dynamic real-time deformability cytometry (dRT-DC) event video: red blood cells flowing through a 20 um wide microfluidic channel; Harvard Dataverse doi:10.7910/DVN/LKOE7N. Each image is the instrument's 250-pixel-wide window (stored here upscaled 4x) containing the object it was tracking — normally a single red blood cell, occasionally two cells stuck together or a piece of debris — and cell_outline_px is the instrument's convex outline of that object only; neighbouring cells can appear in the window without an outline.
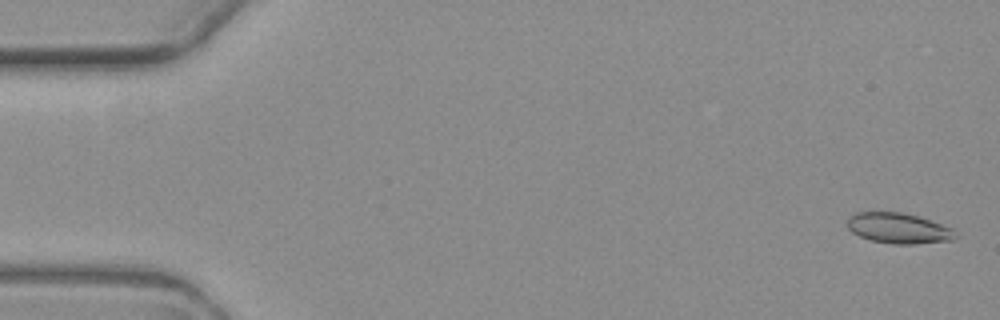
{"species": "common noctule bat (a hibernating species)", "species_latin": "Nyctalus noctula", "temperature_condition": "warm", "stored_images_in_passage": 6, "camera_frame_rate_fps": 3000, "um_per_image_px": 0.085, "animal": {"sex": "female", "body_mass_g": 19.3, "forearm_length_mm": 54.1}, "frame": {"image": 1, "passage_image": 1, "time_ms": 0.0, "image_size_px": [1000, 320], "cell_outline_px": [[956, 236], [952, 240], [916, 244], [892, 244], [872, 240], [860, 236], [852, 232], [848, 228], [848, 220], [856, 212], [900, 212], [916, 216], [952, 228]], "centroid_in_image_um": [76.36, 19.41], "position_along_channel_um": 8.6, "area_um2": 18.84}}